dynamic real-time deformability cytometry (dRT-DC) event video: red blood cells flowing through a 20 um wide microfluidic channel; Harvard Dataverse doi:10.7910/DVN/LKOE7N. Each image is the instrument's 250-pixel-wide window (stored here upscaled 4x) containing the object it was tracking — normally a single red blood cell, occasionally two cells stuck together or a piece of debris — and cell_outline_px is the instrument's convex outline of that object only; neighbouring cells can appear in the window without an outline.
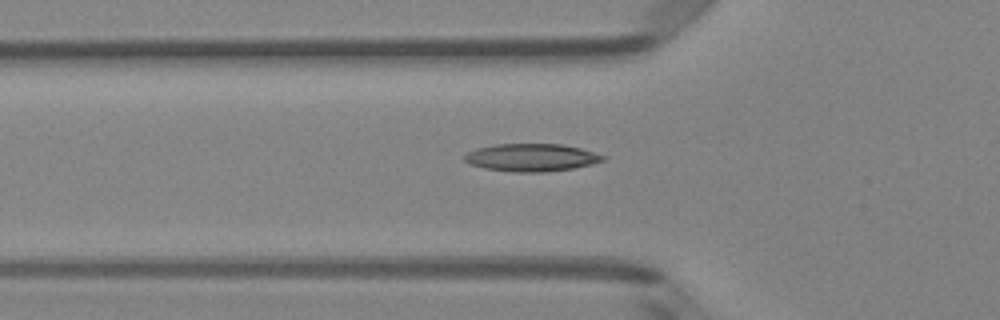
{"species": "Egyptian fruit bat (a non-hibernating species)", "species_latin": "Rousettus aegyptiacus", "temperature_condition": "room temperature", "stored_images_in_passage": 33, "camera_frame_rate_fps": 3000, "um_per_image_px": 0.085, "animal": {"sex": "female"}, "frame": {"image": 1, "passage_image": 2, "time_ms": 0.333, "image_size_px": [1000, 320], "cell_outline_px": [[608, 156], [604, 160], [592, 164], [572, 168], [548, 172], [512, 172], [484, 168], [472, 164], [464, 160], [464, 156], [468, 152], [476, 148], [496, 144], [560, 144], [580, 148]], "centroid_in_image_um": [45.19, 13.39], "position_along_channel_um": 80.6, "area_um2": 22.31}}
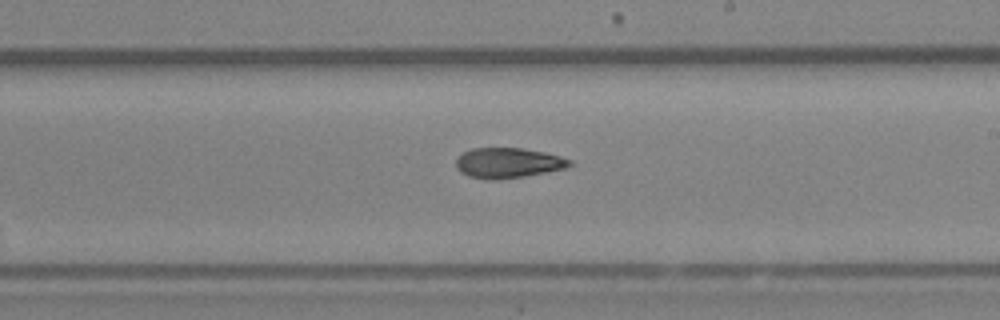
{"frame": {"image": 2, "passage_image": 14, "time_ms": 4.333, "image_size_px": [1000, 320], "cell_outline_px": [[572, 164], [564, 168], [548, 172], [524, 176], [496, 180], [492, 180], [468, 176], [460, 172], [456, 168], [456, 156], [472, 148], [520, 148], [544, 152], [560, 156], [572, 160]], "centroid_in_image_um": [43.15, 13.85], "position_along_channel_um": 245.8, "area_um2": 20.06}}
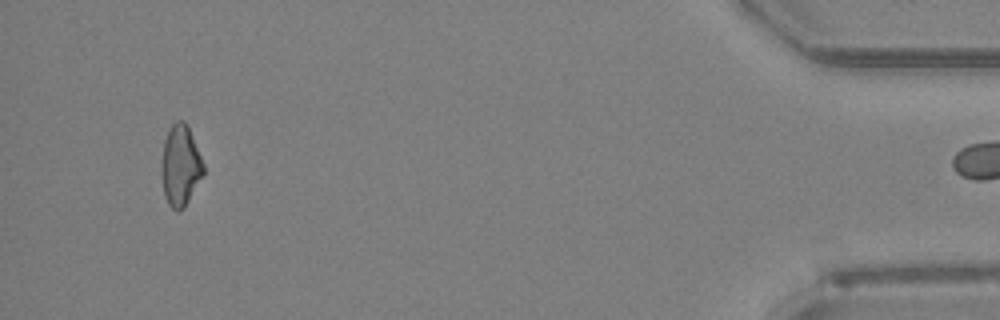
{"frame": {"image": 3, "passage_image": 32, "time_ms": 10.333, "image_size_px": [1000, 320], "cell_outline_px": [[204, 176], [184, 208], [176, 212], [168, 204], [164, 196], [164, 140], [168, 128], [176, 120], [184, 120], [188, 128], [204, 164]], "centroid_in_image_um": [15.38, 14.1], "position_along_channel_um": 419.8, "area_um2": 19.25}}